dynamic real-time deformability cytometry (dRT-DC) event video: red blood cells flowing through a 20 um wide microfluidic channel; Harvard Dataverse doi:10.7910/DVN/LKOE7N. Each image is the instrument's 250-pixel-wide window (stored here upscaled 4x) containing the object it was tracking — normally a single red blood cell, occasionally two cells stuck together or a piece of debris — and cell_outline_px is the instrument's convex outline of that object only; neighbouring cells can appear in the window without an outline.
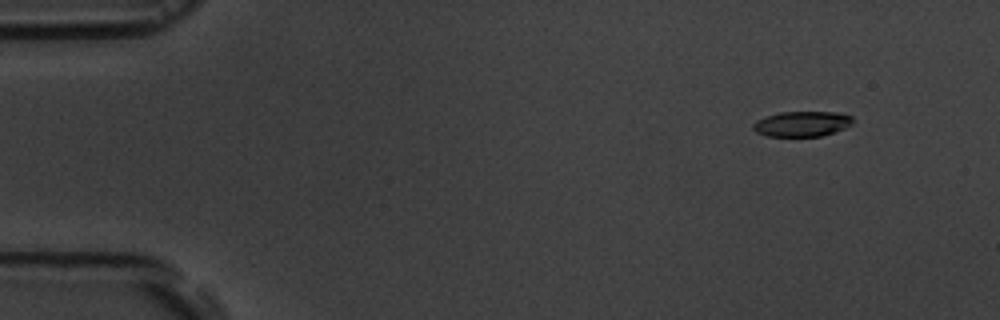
{"species": "common noctule bat (a hibernating species)", "species_latin": "Nyctalus noctula", "temperature_condition": "room temperature", "stored_images_in_passage": 7, "camera_frame_rate_fps": 3000, "um_per_image_px": 0.085, "animal": {"sex": "male", "body_mass_g": 19.5, "forearm_length_mm": 54.6}, "frame": {"image": 1, "passage_image": 2, "time_ms": 1.333, "image_size_px": [1000, 320], "cell_outline_px": [[852, 124], [844, 128], [820, 136], [768, 136], [756, 132], [752, 128], [752, 124], [756, 120], [780, 112], [836, 112], [852, 116]], "centroid_in_image_um": [68.14, 10.52], "position_along_channel_um": 16.9, "area_um2": 14.51}}
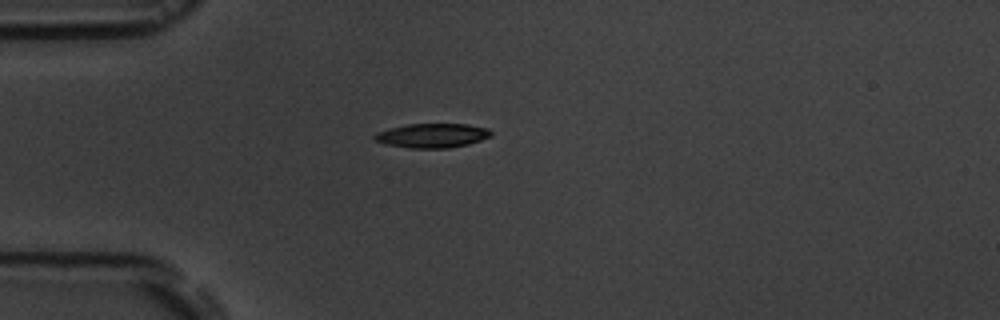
{"frame": {"image": 2, "passage_image": 5, "time_ms": 4.667, "image_size_px": [1000, 320], "cell_outline_px": [[492, 136], [468, 144], [448, 148], [408, 148], [384, 144], [372, 140], [372, 136], [376, 132], [388, 128], [408, 124], [468, 124], [488, 128], [492, 132]], "centroid_in_image_um": [36.69, 11.52], "position_along_channel_um": 48.3, "area_um2": 16.7}}
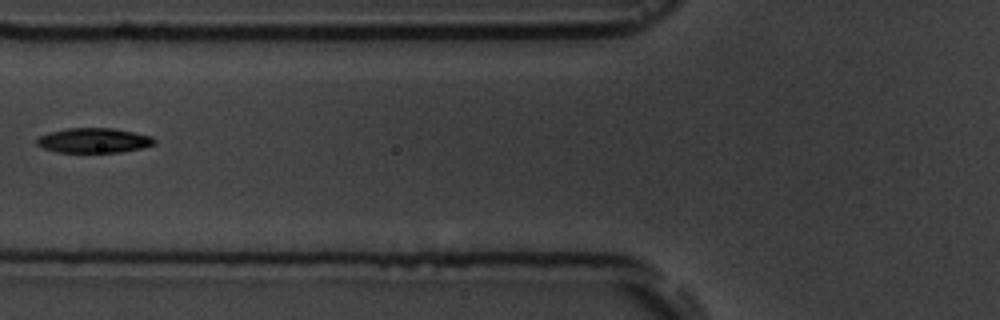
{"frame": {"image": 3, "passage_image": 7, "time_ms": 7.0, "image_size_px": [1000, 320], "cell_outline_px": [[156, 144], [140, 148], [120, 152], [56, 152], [44, 148], [36, 144], [36, 136], [48, 132], [68, 128], [112, 128], [152, 136], [156, 140]], "centroid_in_image_um": [7.93, 11.93], "position_along_channel_um": 117.9, "area_um2": 17.05}}